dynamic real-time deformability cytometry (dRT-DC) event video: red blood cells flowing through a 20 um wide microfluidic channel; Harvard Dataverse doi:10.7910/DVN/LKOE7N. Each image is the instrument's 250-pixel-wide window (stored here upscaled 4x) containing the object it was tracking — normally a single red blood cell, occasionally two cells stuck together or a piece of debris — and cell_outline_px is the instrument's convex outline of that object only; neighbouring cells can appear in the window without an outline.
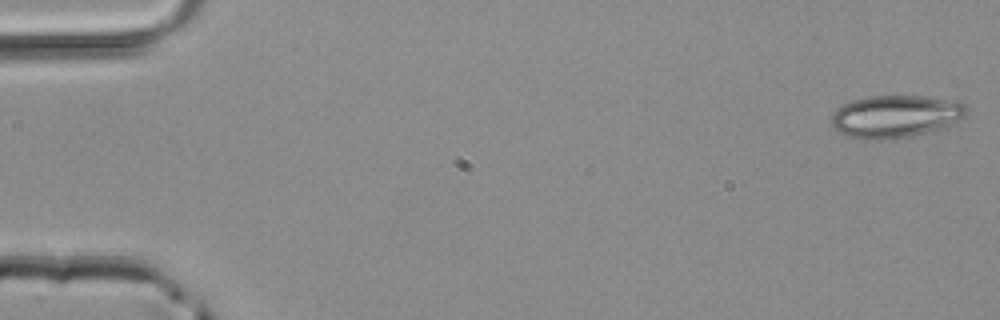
{"species": "common noctule bat (a hibernating species)", "species_latin": "Nyctalus noctula", "temperature_condition": "room temperature", "stored_images_in_passage": 47, "camera_frame_rate_fps": 3000, "um_per_image_px": 0.085, "animal": {"sex": "male", "body_mass_g": 20.4}, "frame": {"image": 1, "passage_image": 1, "time_ms": 0.0, "image_size_px": [1000, 320], "cell_outline_px": [[968, 112], [964, 116], [944, 128], [908, 136], [880, 140], [848, 136], [840, 132], [832, 124], [832, 116], [836, 108], [852, 100], [868, 96], [924, 96], [956, 100], [964, 104], [968, 108]], "centroid_in_image_um": [76.15, 9.87], "position_along_channel_um": 8.9, "area_um2": 33.18}}
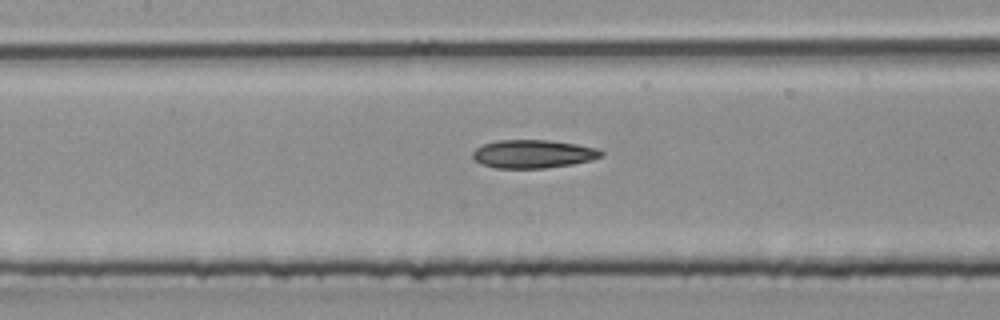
{"frame": {"image": 2, "passage_image": 22, "time_ms": 7.0, "image_size_px": [1000, 320], "cell_outline_px": [[604, 156], [592, 160], [572, 164], [544, 168], [496, 168], [480, 164], [472, 156], [472, 152], [476, 148], [484, 144], [496, 140], [548, 140], [576, 144], [600, 148], [604, 152]], "centroid_in_image_um": [45.35, 13.08], "position_along_channel_um": 162.1, "area_um2": 21.33}}
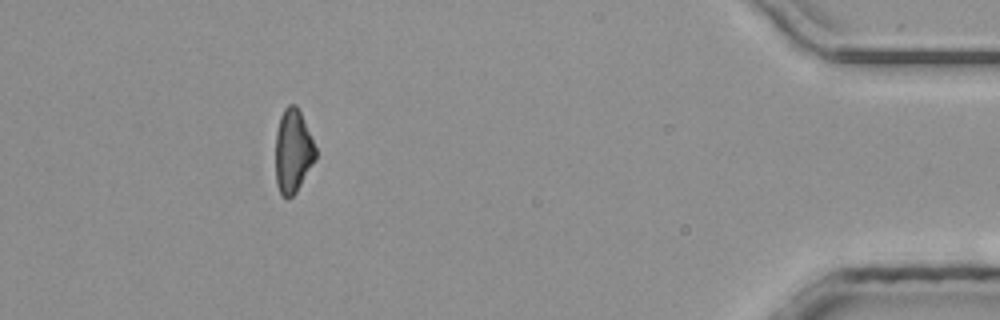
{"frame": {"image": 3, "passage_image": 43, "time_ms": 14.0, "image_size_px": [1000, 320], "cell_outline_px": [[316, 160], [296, 192], [288, 200], [280, 196], [276, 184], [276, 132], [280, 116], [284, 108], [288, 104], [296, 104], [300, 112], [316, 148]], "centroid_in_image_um": [24.89, 12.88], "position_along_channel_um": 410.3, "area_um2": 19.65}}